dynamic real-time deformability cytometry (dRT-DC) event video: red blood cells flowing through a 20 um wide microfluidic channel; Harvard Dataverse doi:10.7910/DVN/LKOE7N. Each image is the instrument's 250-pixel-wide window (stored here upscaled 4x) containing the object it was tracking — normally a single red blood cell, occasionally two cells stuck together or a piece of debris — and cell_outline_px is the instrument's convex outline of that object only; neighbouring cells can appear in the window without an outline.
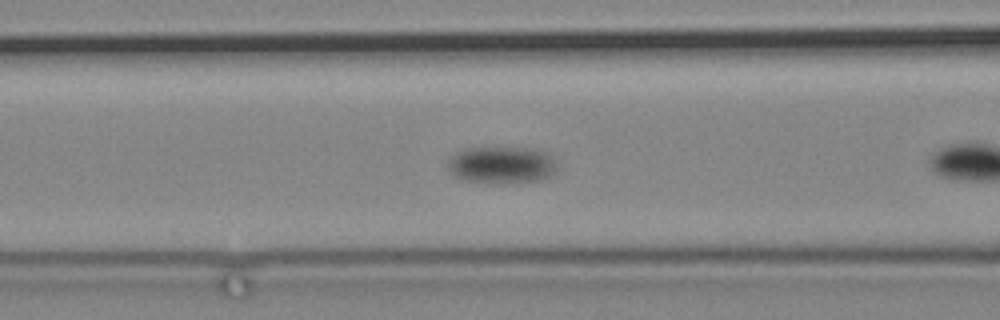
{"species": "common noctule bat (a hibernating species)", "species_latin": "Nyctalus noctula", "temperature_condition": "cold", "stored_images_in_passage": 58, "camera_frame_rate_fps": 3000, "um_per_image_px": 0.085, "animal": {"sex": "male", "body_mass_g": 19.2, "forearm_length_mm": 51.8}, "frame": {"image": 1, "passage_image": 8, "time_ms": 2.333, "image_size_px": [1000, 320], "cell_outline_px": [[556, 172], [552, 176], [540, 180], [508, 184], [500, 184], [460, 180], [452, 176], [444, 164], [448, 156], [464, 148], [536, 148], [548, 152], [552, 156], [556, 164]], "centroid_in_image_um": [42.59, 14.03], "position_along_channel_um": 124.0, "area_um2": 24.62}}
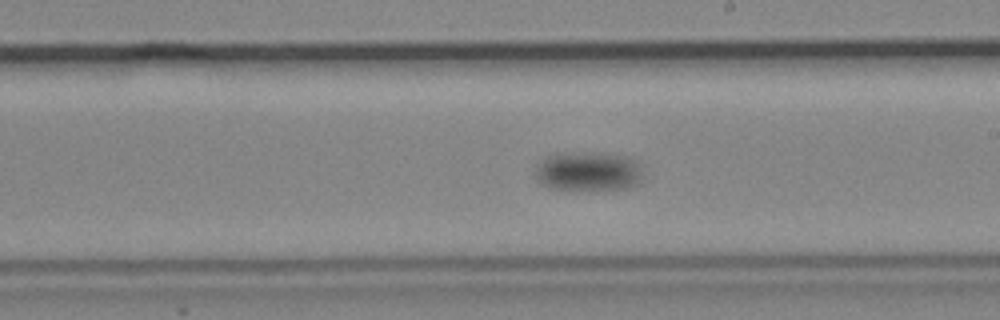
{"frame": {"image": 2, "passage_image": 22, "time_ms": 7.0, "image_size_px": [1000, 320], "cell_outline_px": [[640, 180], [636, 184], [624, 188], [552, 188], [536, 180], [536, 164], [544, 156], [556, 152], [600, 152], [632, 156], [640, 164]], "centroid_in_image_um": [49.97, 14.49], "position_along_channel_um": 239.0, "area_um2": 24.68}}
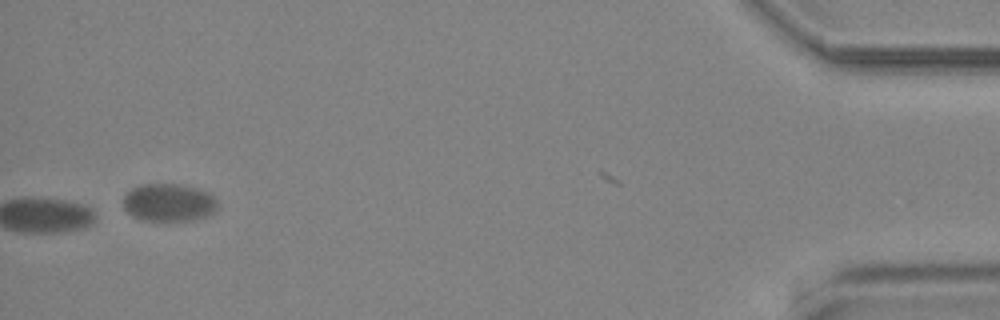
{"frame": {"image": 3, "passage_image": 58, "time_ms": 19.0, "image_size_px": [1000, 320], "cell_outline_px": [[216, 208], [208, 216], [192, 220], [168, 224], [144, 220], [132, 216], [124, 208], [124, 196], [132, 188], [140, 184], [176, 184], [200, 188], [208, 192], [216, 200]], "centroid_in_image_um": [14.34, 17.26], "position_along_channel_um": 420.9, "area_um2": 21.33}}